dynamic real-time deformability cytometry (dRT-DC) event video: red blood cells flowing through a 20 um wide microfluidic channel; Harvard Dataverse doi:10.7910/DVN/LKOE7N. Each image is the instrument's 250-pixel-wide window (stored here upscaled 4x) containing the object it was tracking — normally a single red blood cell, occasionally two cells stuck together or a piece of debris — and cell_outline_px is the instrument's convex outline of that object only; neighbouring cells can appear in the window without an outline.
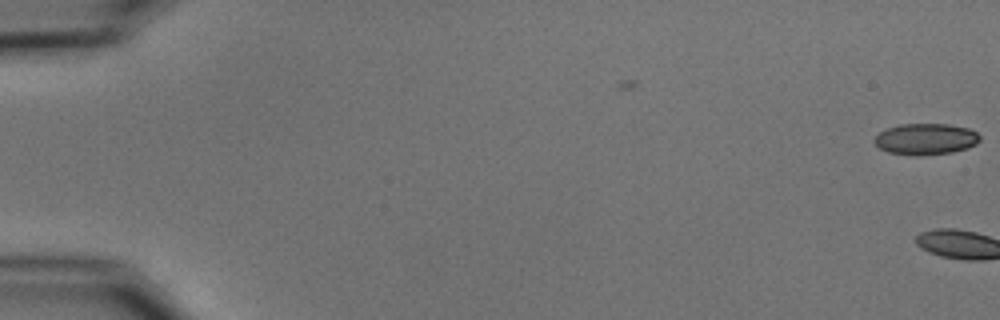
{"species": "common noctule bat (a hibernating species)", "species_latin": "Nyctalus noctula", "temperature_condition": "cold", "stored_images_in_passage": 7, "camera_frame_rate_fps": 3000, "um_per_image_px": 0.085, "animal": {"sex": "male", "body_mass_g": 15.6}, "frame": {"image": 1, "passage_image": 1, "time_ms": 0.0, "image_size_px": [1000, 320], "cell_outline_px": [[980, 140], [976, 144], [968, 148], [952, 152], [916, 156], [912, 156], [888, 152], [880, 148], [872, 140], [880, 132], [888, 128], [900, 124], [948, 124], [968, 128], [976, 132], [980, 136]], "centroid_in_image_um": [78.69, 11.82], "position_along_channel_um": 6.3, "area_um2": 19.25}}
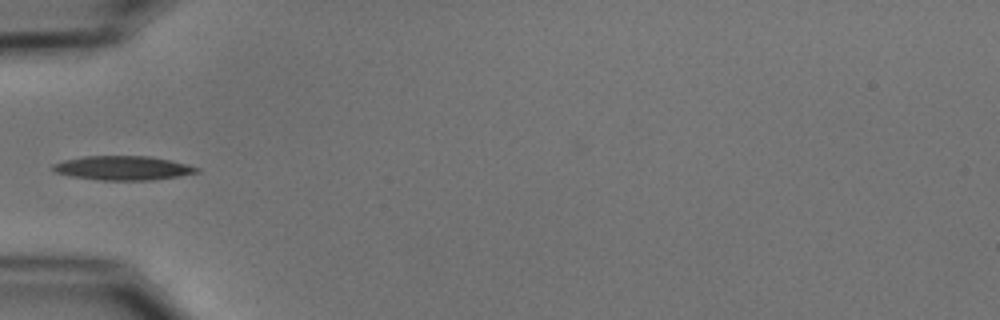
{"frame": {"image": 2, "passage_image": 7, "time_ms": 7.0, "image_size_px": [1000, 320], "cell_outline_px": [[200, 172], [152, 180], [100, 180], [72, 176], [56, 172], [52, 168], [52, 164], [64, 160], [84, 156], [152, 156], [172, 160], [200, 168]], "centroid_in_image_um": [10.46, 14.27], "position_along_channel_um": 74.5, "area_um2": 20.17}}